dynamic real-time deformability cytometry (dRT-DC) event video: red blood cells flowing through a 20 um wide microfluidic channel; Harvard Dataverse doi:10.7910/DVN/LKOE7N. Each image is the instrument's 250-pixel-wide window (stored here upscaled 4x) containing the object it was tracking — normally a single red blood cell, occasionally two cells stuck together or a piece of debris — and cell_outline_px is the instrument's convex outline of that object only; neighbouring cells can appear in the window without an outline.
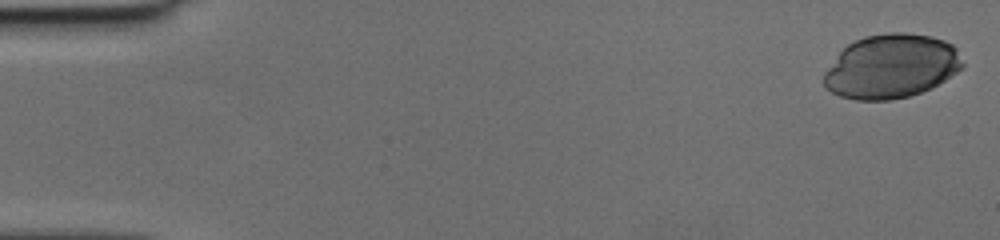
{"species": "human", "species_latin": "Homo sapiens", "temperature_condition": "cold", "stored_images_in_passage": 50, "camera_frame_rate_fps": 3000, "um_per_image_px": 0.085, "donor": {"sex": "female"}, "frame": {"image": 1, "passage_image": 1, "time_ms": 0.0, "image_size_px": [1000, 240], "cell_outline_px": [[964, 68], [932, 88], [908, 96], [892, 100], [856, 100], [840, 96], [832, 92], [824, 84], [824, 72], [840, 52], [848, 44], [864, 36], [888, 32], [904, 32], [932, 36], [944, 40], [952, 44], [956, 48], [964, 64]], "centroid_in_image_um": [75.79, 5.63], "position_along_channel_um": 9.2, "area_um2": 51.85}}
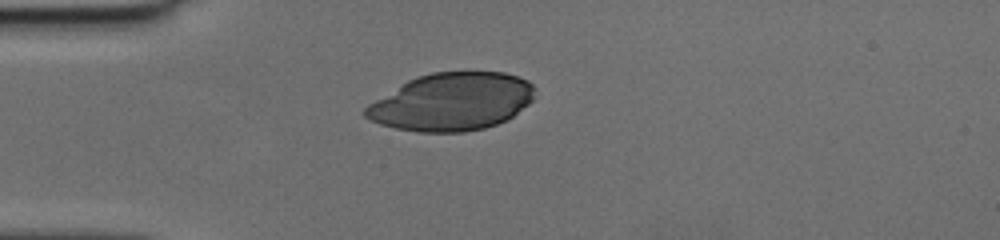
{"frame": {"image": 2, "passage_image": 14, "time_ms": 4.333, "image_size_px": [1000, 240], "cell_outline_px": [[536, 88], [532, 100], [528, 104], [512, 116], [496, 124], [484, 128], [464, 132], [416, 132], [396, 128], [380, 124], [364, 116], [360, 112], [368, 104], [408, 80], [432, 72], [504, 72], [528, 80]], "centroid_in_image_um": [38.39, 8.65], "position_along_channel_um": 46.6, "area_um2": 56.76}}
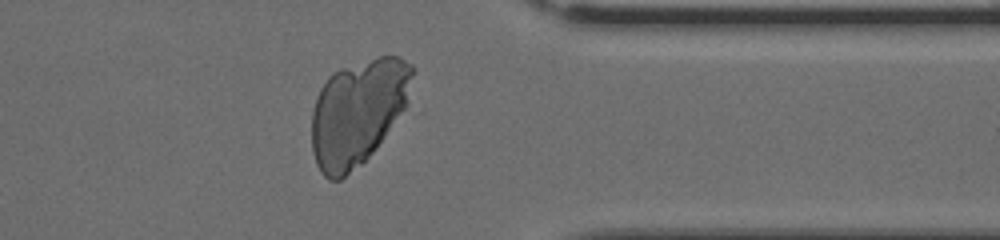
{"frame": {"image": 3, "passage_image": 40, "time_ms": 13.0, "image_size_px": [1000, 240], "cell_outline_px": [[412, 76], [404, 108], [384, 136], [372, 152], [360, 164], [340, 180], [328, 180], [320, 172], [316, 164], [312, 152], [312, 112], [320, 88], [328, 76], [332, 72], [340, 68], [376, 56], [400, 56], [412, 64]], "centroid_in_image_um": [30.37, 9.52], "position_along_channel_um": 381.0, "area_um2": 61.44}}